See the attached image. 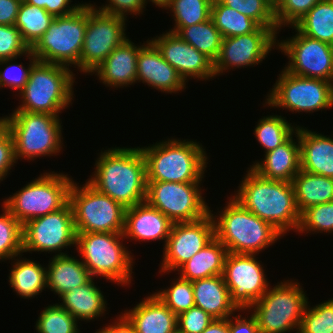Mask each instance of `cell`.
<instances>
[{
	"label": "cell",
	"mask_w": 333,
	"mask_h": 333,
	"mask_svg": "<svg viewBox=\"0 0 333 333\" xmlns=\"http://www.w3.org/2000/svg\"><path fill=\"white\" fill-rule=\"evenodd\" d=\"M95 171L86 181L125 208L145 202L146 161L140 147H112L101 150Z\"/></svg>",
	"instance_id": "cell-1"
},
{
	"label": "cell",
	"mask_w": 333,
	"mask_h": 333,
	"mask_svg": "<svg viewBox=\"0 0 333 333\" xmlns=\"http://www.w3.org/2000/svg\"><path fill=\"white\" fill-rule=\"evenodd\" d=\"M231 196L261 220L269 222L283 236L298 231L301 219L292 182L266 179L248 167Z\"/></svg>",
	"instance_id": "cell-2"
},
{
	"label": "cell",
	"mask_w": 333,
	"mask_h": 333,
	"mask_svg": "<svg viewBox=\"0 0 333 333\" xmlns=\"http://www.w3.org/2000/svg\"><path fill=\"white\" fill-rule=\"evenodd\" d=\"M170 138L140 148L147 182L202 183L209 160L202 143Z\"/></svg>",
	"instance_id": "cell-3"
},
{
	"label": "cell",
	"mask_w": 333,
	"mask_h": 333,
	"mask_svg": "<svg viewBox=\"0 0 333 333\" xmlns=\"http://www.w3.org/2000/svg\"><path fill=\"white\" fill-rule=\"evenodd\" d=\"M228 200L216 215L210 210L214 220L215 237L224 244L228 252L258 256L278 239L283 238L269 222L261 220L232 196L228 197Z\"/></svg>",
	"instance_id": "cell-4"
},
{
	"label": "cell",
	"mask_w": 333,
	"mask_h": 333,
	"mask_svg": "<svg viewBox=\"0 0 333 333\" xmlns=\"http://www.w3.org/2000/svg\"><path fill=\"white\" fill-rule=\"evenodd\" d=\"M69 67L36 61L27 83L16 93L21 104L13 111L45 113L59 116L72 105L75 74Z\"/></svg>",
	"instance_id": "cell-5"
},
{
	"label": "cell",
	"mask_w": 333,
	"mask_h": 333,
	"mask_svg": "<svg viewBox=\"0 0 333 333\" xmlns=\"http://www.w3.org/2000/svg\"><path fill=\"white\" fill-rule=\"evenodd\" d=\"M123 239V233H76L75 249L92 278L104 277L122 287L131 284L136 259Z\"/></svg>",
	"instance_id": "cell-6"
},
{
	"label": "cell",
	"mask_w": 333,
	"mask_h": 333,
	"mask_svg": "<svg viewBox=\"0 0 333 333\" xmlns=\"http://www.w3.org/2000/svg\"><path fill=\"white\" fill-rule=\"evenodd\" d=\"M0 119L12 136L16 162L20 159L34 161L43 156L55 157L63 149V125L59 116L13 111Z\"/></svg>",
	"instance_id": "cell-7"
},
{
	"label": "cell",
	"mask_w": 333,
	"mask_h": 333,
	"mask_svg": "<svg viewBox=\"0 0 333 333\" xmlns=\"http://www.w3.org/2000/svg\"><path fill=\"white\" fill-rule=\"evenodd\" d=\"M296 281L283 280L270 286L249 308L248 313L256 318L260 333H298L309 298Z\"/></svg>",
	"instance_id": "cell-8"
},
{
	"label": "cell",
	"mask_w": 333,
	"mask_h": 333,
	"mask_svg": "<svg viewBox=\"0 0 333 333\" xmlns=\"http://www.w3.org/2000/svg\"><path fill=\"white\" fill-rule=\"evenodd\" d=\"M72 176L54 171L44 172L28 182L2 205L22 224L63 208L69 202Z\"/></svg>",
	"instance_id": "cell-9"
},
{
	"label": "cell",
	"mask_w": 333,
	"mask_h": 333,
	"mask_svg": "<svg viewBox=\"0 0 333 333\" xmlns=\"http://www.w3.org/2000/svg\"><path fill=\"white\" fill-rule=\"evenodd\" d=\"M87 26V3L75 12L54 17L49 28L31 48L38 61L77 68Z\"/></svg>",
	"instance_id": "cell-10"
},
{
	"label": "cell",
	"mask_w": 333,
	"mask_h": 333,
	"mask_svg": "<svg viewBox=\"0 0 333 333\" xmlns=\"http://www.w3.org/2000/svg\"><path fill=\"white\" fill-rule=\"evenodd\" d=\"M76 233H123L126 208L102 194L87 181L79 186L73 181L69 190Z\"/></svg>",
	"instance_id": "cell-11"
},
{
	"label": "cell",
	"mask_w": 333,
	"mask_h": 333,
	"mask_svg": "<svg viewBox=\"0 0 333 333\" xmlns=\"http://www.w3.org/2000/svg\"><path fill=\"white\" fill-rule=\"evenodd\" d=\"M265 107L287 109L289 112L314 113L333 107V83L302 77L282 69L275 84L269 90Z\"/></svg>",
	"instance_id": "cell-12"
},
{
	"label": "cell",
	"mask_w": 333,
	"mask_h": 333,
	"mask_svg": "<svg viewBox=\"0 0 333 333\" xmlns=\"http://www.w3.org/2000/svg\"><path fill=\"white\" fill-rule=\"evenodd\" d=\"M201 185L203 184L147 182L145 201L173 223L193 222L210 213Z\"/></svg>",
	"instance_id": "cell-13"
},
{
	"label": "cell",
	"mask_w": 333,
	"mask_h": 333,
	"mask_svg": "<svg viewBox=\"0 0 333 333\" xmlns=\"http://www.w3.org/2000/svg\"><path fill=\"white\" fill-rule=\"evenodd\" d=\"M126 21L123 17L102 13L87 3V26L80 54L81 73L89 75L128 38Z\"/></svg>",
	"instance_id": "cell-14"
},
{
	"label": "cell",
	"mask_w": 333,
	"mask_h": 333,
	"mask_svg": "<svg viewBox=\"0 0 333 333\" xmlns=\"http://www.w3.org/2000/svg\"><path fill=\"white\" fill-rule=\"evenodd\" d=\"M71 246L76 247V230L69 202L60 210L23 225V253L40 251L55 253V256L68 255L69 252L63 249Z\"/></svg>",
	"instance_id": "cell-15"
},
{
	"label": "cell",
	"mask_w": 333,
	"mask_h": 333,
	"mask_svg": "<svg viewBox=\"0 0 333 333\" xmlns=\"http://www.w3.org/2000/svg\"><path fill=\"white\" fill-rule=\"evenodd\" d=\"M290 28L296 34L277 41V49L288 56L284 69L291 74L333 83V45L309 38L294 26Z\"/></svg>",
	"instance_id": "cell-16"
},
{
	"label": "cell",
	"mask_w": 333,
	"mask_h": 333,
	"mask_svg": "<svg viewBox=\"0 0 333 333\" xmlns=\"http://www.w3.org/2000/svg\"><path fill=\"white\" fill-rule=\"evenodd\" d=\"M257 258L256 254L230 252L226 256L222 276L238 310H249L270 287L262 261Z\"/></svg>",
	"instance_id": "cell-17"
},
{
	"label": "cell",
	"mask_w": 333,
	"mask_h": 333,
	"mask_svg": "<svg viewBox=\"0 0 333 333\" xmlns=\"http://www.w3.org/2000/svg\"><path fill=\"white\" fill-rule=\"evenodd\" d=\"M277 34L278 29L259 26L249 34L223 38L219 55L213 63L215 77L231 68L244 69L262 63L272 49L278 48Z\"/></svg>",
	"instance_id": "cell-18"
},
{
	"label": "cell",
	"mask_w": 333,
	"mask_h": 333,
	"mask_svg": "<svg viewBox=\"0 0 333 333\" xmlns=\"http://www.w3.org/2000/svg\"><path fill=\"white\" fill-rule=\"evenodd\" d=\"M214 238L215 226L211 213L193 222L173 223L163 247L159 273L177 271Z\"/></svg>",
	"instance_id": "cell-19"
},
{
	"label": "cell",
	"mask_w": 333,
	"mask_h": 333,
	"mask_svg": "<svg viewBox=\"0 0 333 333\" xmlns=\"http://www.w3.org/2000/svg\"><path fill=\"white\" fill-rule=\"evenodd\" d=\"M151 41L185 82L192 78L202 81L215 78L213 62L183 41L177 33L166 30V33L151 38Z\"/></svg>",
	"instance_id": "cell-20"
},
{
	"label": "cell",
	"mask_w": 333,
	"mask_h": 333,
	"mask_svg": "<svg viewBox=\"0 0 333 333\" xmlns=\"http://www.w3.org/2000/svg\"><path fill=\"white\" fill-rule=\"evenodd\" d=\"M137 82H142L162 93H179L186 89V82L162 56L148 38L141 44L137 57Z\"/></svg>",
	"instance_id": "cell-21"
},
{
	"label": "cell",
	"mask_w": 333,
	"mask_h": 333,
	"mask_svg": "<svg viewBox=\"0 0 333 333\" xmlns=\"http://www.w3.org/2000/svg\"><path fill=\"white\" fill-rule=\"evenodd\" d=\"M136 45L128 37L90 75L95 74L100 83L114 89L134 85L137 83L136 64L141 42Z\"/></svg>",
	"instance_id": "cell-22"
},
{
	"label": "cell",
	"mask_w": 333,
	"mask_h": 333,
	"mask_svg": "<svg viewBox=\"0 0 333 333\" xmlns=\"http://www.w3.org/2000/svg\"><path fill=\"white\" fill-rule=\"evenodd\" d=\"M172 225L169 218L145 201L126 208L123 235L136 242L164 240V247Z\"/></svg>",
	"instance_id": "cell-23"
},
{
	"label": "cell",
	"mask_w": 333,
	"mask_h": 333,
	"mask_svg": "<svg viewBox=\"0 0 333 333\" xmlns=\"http://www.w3.org/2000/svg\"><path fill=\"white\" fill-rule=\"evenodd\" d=\"M250 167L266 179L292 182L301 170L298 125L296 131L284 143L265 153L263 160H256Z\"/></svg>",
	"instance_id": "cell-24"
},
{
	"label": "cell",
	"mask_w": 333,
	"mask_h": 333,
	"mask_svg": "<svg viewBox=\"0 0 333 333\" xmlns=\"http://www.w3.org/2000/svg\"><path fill=\"white\" fill-rule=\"evenodd\" d=\"M122 314L135 333H177V316L154 292Z\"/></svg>",
	"instance_id": "cell-25"
},
{
	"label": "cell",
	"mask_w": 333,
	"mask_h": 333,
	"mask_svg": "<svg viewBox=\"0 0 333 333\" xmlns=\"http://www.w3.org/2000/svg\"><path fill=\"white\" fill-rule=\"evenodd\" d=\"M298 125L301 170L333 178V138Z\"/></svg>",
	"instance_id": "cell-26"
},
{
	"label": "cell",
	"mask_w": 333,
	"mask_h": 333,
	"mask_svg": "<svg viewBox=\"0 0 333 333\" xmlns=\"http://www.w3.org/2000/svg\"><path fill=\"white\" fill-rule=\"evenodd\" d=\"M195 306L203 309L214 319L233 316L238 310L230 300L228 287L222 275L203 278L192 282Z\"/></svg>",
	"instance_id": "cell-27"
},
{
	"label": "cell",
	"mask_w": 333,
	"mask_h": 333,
	"mask_svg": "<svg viewBox=\"0 0 333 333\" xmlns=\"http://www.w3.org/2000/svg\"><path fill=\"white\" fill-rule=\"evenodd\" d=\"M47 289L60 297L75 287L88 283L92 276L89 270L76 256L59 255L50 258L46 266Z\"/></svg>",
	"instance_id": "cell-28"
},
{
	"label": "cell",
	"mask_w": 333,
	"mask_h": 333,
	"mask_svg": "<svg viewBox=\"0 0 333 333\" xmlns=\"http://www.w3.org/2000/svg\"><path fill=\"white\" fill-rule=\"evenodd\" d=\"M92 278L83 286L65 292L59 298L58 304L67 310L78 322L98 319L106 315L107 300L103 292L97 287Z\"/></svg>",
	"instance_id": "cell-29"
},
{
	"label": "cell",
	"mask_w": 333,
	"mask_h": 333,
	"mask_svg": "<svg viewBox=\"0 0 333 333\" xmlns=\"http://www.w3.org/2000/svg\"><path fill=\"white\" fill-rule=\"evenodd\" d=\"M20 254L11 259L12 268L8 282L13 291L23 299L35 298L47 288L46 267L40 262L22 258ZM17 257V259H16ZM19 257V258H18ZM22 258V259H21Z\"/></svg>",
	"instance_id": "cell-30"
},
{
	"label": "cell",
	"mask_w": 333,
	"mask_h": 333,
	"mask_svg": "<svg viewBox=\"0 0 333 333\" xmlns=\"http://www.w3.org/2000/svg\"><path fill=\"white\" fill-rule=\"evenodd\" d=\"M227 254V248L215 237L185 262L176 274H180L181 278L191 282L222 275Z\"/></svg>",
	"instance_id": "cell-31"
},
{
	"label": "cell",
	"mask_w": 333,
	"mask_h": 333,
	"mask_svg": "<svg viewBox=\"0 0 333 333\" xmlns=\"http://www.w3.org/2000/svg\"><path fill=\"white\" fill-rule=\"evenodd\" d=\"M292 184L300 213L310 206L333 201V178L300 170Z\"/></svg>",
	"instance_id": "cell-32"
},
{
	"label": "cell",
	"mask_w": 333,
	"mask_h": 333,
	"mask_svg": "<svg viewBox=\"0 0 333 333\" xmlns=\"http://www.w3.org/2000/svg\"><path fill=\"white\" fill-rule=\"evenodd\" d=\"M169 31L177 33L183 41L195 47L213 63L217 59L223 36L211 18L189 27H173Z\"/></svg>",
	"instance_id": "cell-33"
},
{
	"label": "cell",
	"mask_w": 333,
	"mask_h": 333,
	"mask_svg": "<svg viewBox=\"0 0 333 333\" xmlns=\"http://www.w3.org/2000/svg\"><path fill=\"white\" fill-rule=\"evenodd\" d=\"M294 27L305 36L333 45V0H321Z\"/></svg>",
	"instance_id": "cell-34"
},
{
	"label": "cell",
	"mask_w": 333,
	"mask_h": 333,
	"mask_svg": "<svg viewBox=\"0 0 333 333\" xmlns=\"http://www.w3.org/2000/svg\"><path fill=\"white\" fill-rule=\"evenodd\" d=\"M54 16L38 6L21 2L15 26L31 49L49 28Z\"/></svg>",
	"instance_id": "cell-35"
},
{
	"label": "cell",
	"mask_w": 333,
	"mask_h": 333,
	"mask_svg": "<svg viewBox=\"0 0 333 333\" xmlns=\"http://www.w3.org/2000/svg\"><path fill=\"white\" fill-rule=\"evenodd\" d=\"M210 18L223 38L249 34L259 27L254 20L224 5L220 0L212 1Z\"/></svg>",
	"instance_id": "cell-36"
},
{
	"label": "cell",
	"mask_w": 333,
	"mask_h": 333,
	"mask_svg": "<svg viewBox=\"0 0 333 333\" xmlns=\"http://www.w3.org/2000/svg\"><path fill=\"white\" fill-rule=\"evenodd\" d=\"M282 115H267L259 119L255 126L254 137L267 153L284 143L297 129Z\"/></svg>",
	"instance_id": "cell-37"
},
{
	"label": "cell",
	"mask_w": 333,
	"mask_h": 333,
	"mask_svg": "<svg viewBox=\"0 0 333 333\" xmlns=\"http://www.w3.org/2000/svg\"><path fill=\"white\" fill-rule=\"evenodd\" d=\"M0 215V261L23 254V225L2 205Z\"/></svg>",
	"instance_id": "cell-38"
},
{
	"label": "cell",
	"mask_w": 333,
	"mask_h": 333,
	"mask_svg": "<svg viewBox=\"0 0 333 333\" xmlns=\"http://www.w3.org/2000/svg\"><path fill=\"white\" fill-rule=\"evenodd\" d=\"M213 0H171L165 8L174 19V27H189L210 19Z\"/></svg>",
	"instance_id": "cell-39"
},
{
	"label": "cell",
	"mask_w": 333,
	"mask_h": 333,
	"mask_svg": "<svg viewBox=\"0 0 333 333\" xmlns=\"http://www.w3.org/2000/svg\"><path fill=\"white\" fill-rule=\"evenodd\" d=\"M37 333H80L78 321L58 303L50 304L39 313Z\"/></svg>",
	"instance_id": "cell-40"
},
{
	"label": "cell",
	"mask_w": 333,
	"mask_h": 333,
	"mask_svg": "<svg viewBox=\"0 0 333 333\" xmlns=\"http://www.w3.org/2000/svg\"><path fill=\"white\" fill-rule=\"evenodd\" d=\"M176 277L178 278L171 279L173 281H171L172 283L168 289H161L155 292V294L178 316L191 307H194L195 300L192 282L180 276Z\"/></svg>",
	"instance_id": "cell-41"
},
{
	"label": "cell",
	"mask_w": 333,
	"mask_h": 333,
	"mask_svg": "<svg viewBox=\"0 0 333 333\" xmlns=\"http://www.w3.org/2000/svg\"><path fill=\"white\" fill-rule=\"evenodd\" d=\"M298 333H333V298L305 307Z\"/></svg>",
	"instance_id": "cell-42"
},
{
	"label": "cell",
	"mask_w": 333,
	"mask_h": 333,
	"mask_svg": "<svg viewBox=\"0 0 333 333\" xmlns=\"http://www.w3.org/2000/svg\"><path fill=\"white\" fill-rule=\"evenodd\" d=\"M224 5L254 20L260 27L278 29L273 0H220Z\"/></svg>",
	"instance_id": "cell-43"
},
{
	"label": "cell",
	"mask_w": 333,
	"mask_h": 333,
	"mask_svg": "<svg viewBox=\"0 0 333 333\" xmlns=\"http://www.w3.org/2000/svg\"><path fill=\"white\" fill-rule=\"evenodd\" d=\"M300 233H332L333 232V201L308 207L301 213ZM317 232V233H316Z\"/></svg>",
	"instance_id": "cell-44"
},
{
	"label": "cell",
	"mask_w": 333,
	"mask_h": 333,
	"mask_svg": "<svg viewBox=\"0 0 333 333\" xmlns=\"http://www.w3.org/2000/svg\"><path fill=\"white\" fill-rule=\"evenodd\" d=\"M26 59H29V66L24 67L23 64L17 63V58H9L0 60V88L9 87L20 92L27 83L30 69L32 65L37 61V58L33 55L31 49L25 54ZM15 61V62H14Z\"/></svg>",
	"instance_id": "cell-45"
},
{
	"label": "cell",
	"mask_w": 333,
	"mask_h": 333,
	"mask_svg": "<svg viewBox=\"0 0 333 333\" xmlns=\"http://www.w3.org/2000/svg\"><path fill=\"white\" fill-rule=\"evenodd\" d=\"M321 0H275L274 16L279 32L282 27H292Z\"/></svg>",
	"instance_id": "cell-46"
},
{
	"label": "cell",
	"mask_w": 333,
	"mask_h": 333,
	"mask_svg": "<svg viewBox=\"0 0 333 333\" xmlns=\"http://www.w3.org/2000/svg\"><path fill=\"white\" fill-rule=\"evenodd\" d=\"M29 50L15 25L0 24V60L24 56Z\"/></svg>",
	"instance_id": "cell-47"
},
{
	"label": "cell",
	"mask_w": 333,
	"mask_h": 333,
	"mask_svg": "<svg viewBox=\"0 0 333 333\" xmlns=\"http://www.w3.org/2000/svg\"><path fill=\"white\" fill-rule=\"evenodd\" d=\"M214 318L199 307H191L177 316V333H201Z\"/></svg>",
	"instance_id": "cell-48"
},
{
	"label": "cell",
	"mask_w": 333,
	"mask_h": 333,
	"mask_svg": "<svg viewBox=\"0 0 333 333\" xmlns=\"http://www.w3.org/2000/svg\"><path fill=\"white\" fill-rule=\"evenodd\" d=\"M16 159L14 153V143L12 136L0 119V183L10 174V170L15 166Z\"/></svg>",
	"instance_id": "cell-49"
},
{
	"label": "cell",
	"mask_w": 333,
	"mask_h": 333,
	"mask_svg": "<svg viewBox=\"0 0 333 333\" xmlns=\"http://www.w3.org/2000/svg\"><path fill=\"white\" fill-rule=\"evenodd\" d=\"M107 4H103L101 7L97 6L94 3V7L98 9L100 12L113 15L120 16L123 18H127L129 15H139L143 14L146 8L143 0H106ZM109 2V3H108Z\"/></svg>",
	"instance_id": "cell-50"
},
{
	"label": "cell",
	"mask_w": 333,
	"mask_h": 333,
	"mask_svg": "<svg viewBox=\"0 0 333 333\" xmlns=\"http://www.w3.org/2000/svg\"><path fill=\"white\" fill-rule=\"evenodd\" d=\"M24 1L31 5L45 9L48 13L52 14L54 17L71 14L83 5V3L71 4V2H73L71 0H24Z\"/></svg>",
	"instance_id": "cell-51"
},
{
	"label": "cell",
	"mask_w": 333,
	"mask_h": 333,
	"mask_svg": "<svg viewBox=\"0 0 333 333\" xmlns=\"http://www.w3.org/2000/svg\"><path fill=\"white\" fill-rule=\"evenodd\" d=\"M246 310V316H242V314L238 313L239 315H233L229 317V332L230 333H260L258 328V323L256 318ZM233 317V318H232Z\"/></svg>",
	"instance_id": "cell-52"
},
{
	"label": "cell",
	"mask_w": 333,
	"mask_h": 333,
	"mask_svg": "<svg viewBox=\"0 0 333 333\" xmlns=\"http://www.w3.org/2000/svg\"><path fill=\"white\" fill-rule=\"evenodd\" d=\"M22 0H0V24L14 25Z\"/></svg>",
	"instance_id": "cell-53"
},
{
	"label": "cell",
	"mask_w": 333,
	"mask_h": 333,
	"mask_svg": "<svg viewBox=\"0 0 333 333\" xmlns=\"http://www.w3.org/2000/svg\"><path fill=\"white\" fill-rule=\"evenodd\" d=\"M117 319V320H116ZM116 319L110 325H106L100 328L95 333H135L134 326L129 322V320L122 314L116 316Z\"/></svg>",
	"instance_id": "cell-54"
},
{
	"label": "cell",
	"mask_w": 333,
	"mask_h": 333,
	"mask_svg": "<svg viewBox=\"0 0 333 333\" xmlns=\"http://www.w3.org/2000/svg\"><path fill=\"white\" fill-rule=\"evenodd\" d=\"M201 333H230L229 318L214 319Z\"/></svg>",
	"instance_id": "cell-55"
},
{
	"label": "cell",
	"mask_w": 333,
	"mask_h": 333,
	"mask_svg": "<svg viewBox=\"0 0 333 333\" xmlns=\"http://www.w3.org/2000/svg\"><path fill=\"white\" fill-rule=\"evenodd\" d=\"M145 5L147 6L148 2H152V5L155 4L157 8L165 9L171 2V0H143Z\"/></svg>",
	"instance_id": "cell-56"
}]
</instances>
